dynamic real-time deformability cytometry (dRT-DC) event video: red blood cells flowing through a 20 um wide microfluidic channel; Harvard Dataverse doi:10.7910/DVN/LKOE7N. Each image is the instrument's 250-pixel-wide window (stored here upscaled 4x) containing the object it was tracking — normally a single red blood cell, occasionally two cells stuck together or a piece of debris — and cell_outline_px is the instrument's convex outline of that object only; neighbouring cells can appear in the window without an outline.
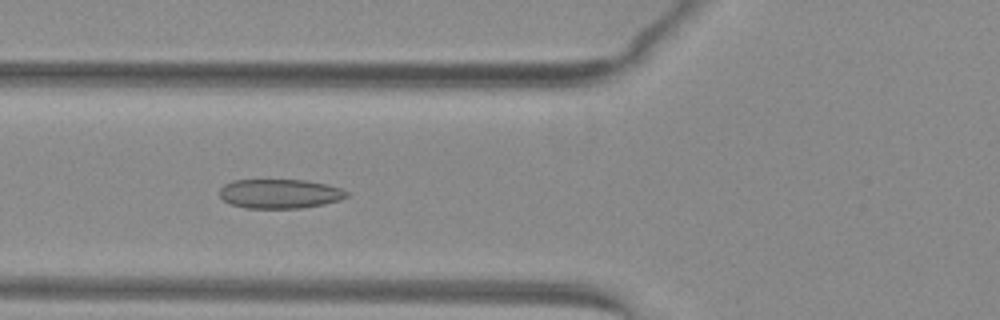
{"species": "common noctule bat (a hibernating species)", "species_latin": "Nyctalus noctula", "temperature_condition": "warm", "stored_images_in_passage": 35, "camera_frame_rate_fps": 3000, "um_per_image_px": 0.085, "animal": {"sex": "female", "body_mass_g": 29.2, "forearm_length_mm": 56.3}, "frame": {"image": 1, "passage_image": 4, "time_ms": 1.0, "image_size_px": [1000, 320], "cell_outline_px": [[348, 196], [340, 200], [324, 204], [300, 208], [244, 208], [232, 204], [224, 200], [220, 196], [220, 188], [224, 184], [232, 180], [304, 180], [328, 184], [340, 188], [348, 192]], "centroid_in_image_um": [23.79, 16.46], "position_along_channel_um": 102.0, "area_um2": 21.73}}
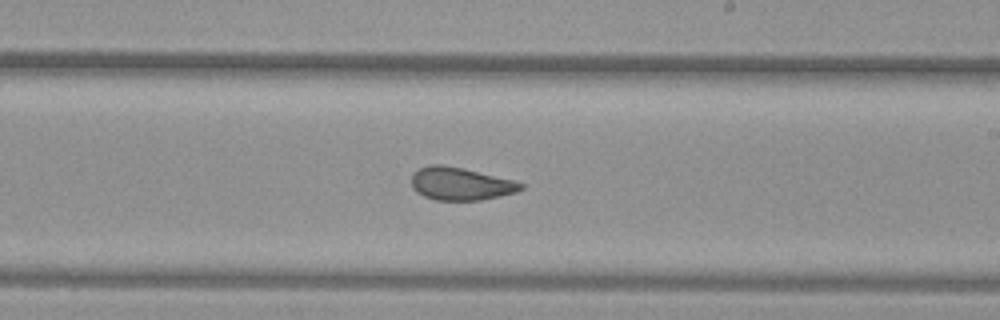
{"frame": {"image": 2, "passage_image": 15, "time_ms": 4.667, "image_size_px": [1000, 320], "cell_outline_px": [[524, 188], [516, 192], [500, 196], [480, 200], [436, 200], [424, 196], [416, 192], [412, 188], [412, 172], [428, 164], [444, 164], [464, 168], [516, 180], [524, 184]], "centroid_in_image_um": [39.15, 15.6], "position_along_channel_um": 249.8, "area_um2": 21.21}}
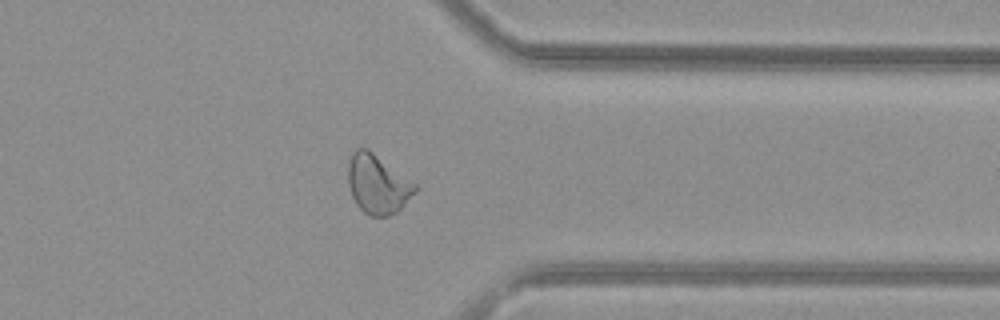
{"frame": {"image": 3, "passage_image": 25, "time_ms": 8.0, "image_size_px": [1000, 320], "cell_outline_px": [[420, 188], [396, 212], [388, 216], [372, 216], [364, 212], [356, 204], [352, 196], [348, 184], [348, 164], [352, 152], [356, 148], [368, 148], [416, 184]], "centroid_in_image_um": [32.09, 15.64], "position_along_channel_um": 379.3, "area_um2": 23.0}, "authors_computed_cell_mechanics": {"area_um2": 21.7328, "velocity_mm_per_s": 4.025, "shape_relaxation_time_tau1_ms": null, "shape_relaxation_time_tau2_ms": 1.2571, "deformation_change_tau1": null, "deformation_change_tau2": 0.0858}}